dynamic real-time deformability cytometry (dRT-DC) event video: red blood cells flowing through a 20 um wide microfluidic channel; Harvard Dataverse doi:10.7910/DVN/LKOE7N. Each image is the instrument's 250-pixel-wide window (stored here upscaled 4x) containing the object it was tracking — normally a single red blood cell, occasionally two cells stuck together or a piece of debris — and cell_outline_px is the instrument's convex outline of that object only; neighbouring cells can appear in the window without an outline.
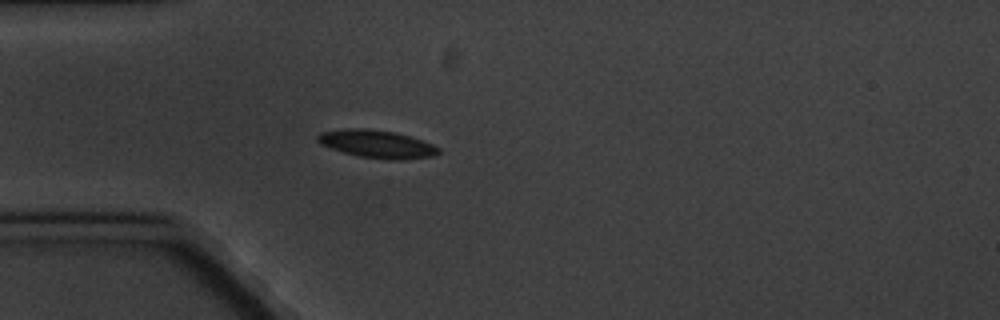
{"species": "common noctule bat (a hibernating species)", "species_latin": "Nyctalus noctula", "temperature_condition": "cold", "stored_images_in_passage": 9, "camera_frame_rate_fps": 3000, "um_per_image_px": 0.085, "animal": {"sex": "male", "body_mass_g": 20.1, "forearm_length_mm": 53.5}, "frame": {"image": 1, "passage_image": 4, "time_ms": 3.667, "image_size_px": [1000, 320], "cell_outline_px": [[440, 152], [432, 156], [404, 160], [388, 160], [360, 156], [344, 152], [320, 144], [316, 140], [316, 136], [320, 132], [344, 128], [368, 128], [396, 132], [432, 144], [440, 148]], "centroid_in_image_um": [32.02, 12.23], "position_along_channel_um": 53.0, "area_um2": 19.65}}